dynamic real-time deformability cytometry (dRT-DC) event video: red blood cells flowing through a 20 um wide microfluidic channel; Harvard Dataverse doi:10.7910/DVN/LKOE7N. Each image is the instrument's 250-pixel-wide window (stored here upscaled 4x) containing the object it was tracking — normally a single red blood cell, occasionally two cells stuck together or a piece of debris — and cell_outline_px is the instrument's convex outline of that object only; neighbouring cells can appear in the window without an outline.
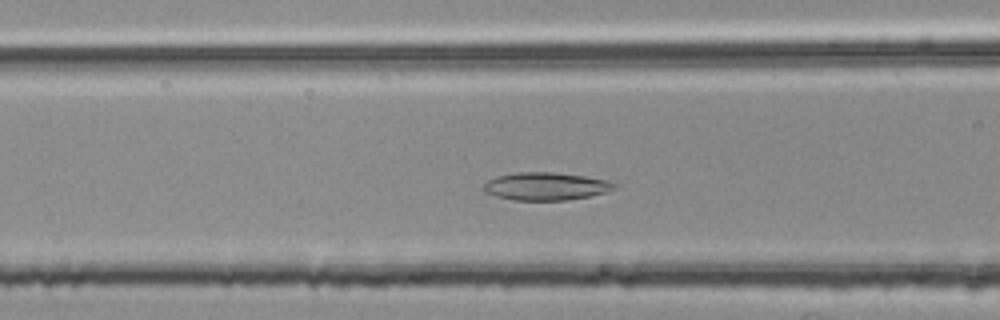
{"species": "common noctule bat (a hibernating species)", "species_latin": "Nyctalus noctula", "temperature_condition": "room temperature", "stored_images_in_passage": 37, "camera_frame_rate_fps": 3000, "um_per_image_px": 0.085, "animal": {"sex": "female", "body_mass_g": 25.1}, "frame": {"image": 1, "passage_image": 8, "time_ms": 2.333, "image_size_px": [1000, 320], "cell_outline_px": [[616, 188], [608, 192], [588, 196], [564, 200], [512, 200], [496, 196], [484, 192], [480, 188], [488, 180], [496, 176], [516, 172], [552, 172], [584, 176], [608, 180], [616, 184]], "centroid_in_image_um": [46.36, 15.83], "position_along_channel_um": 120.2, "area_um2": 21.27}}
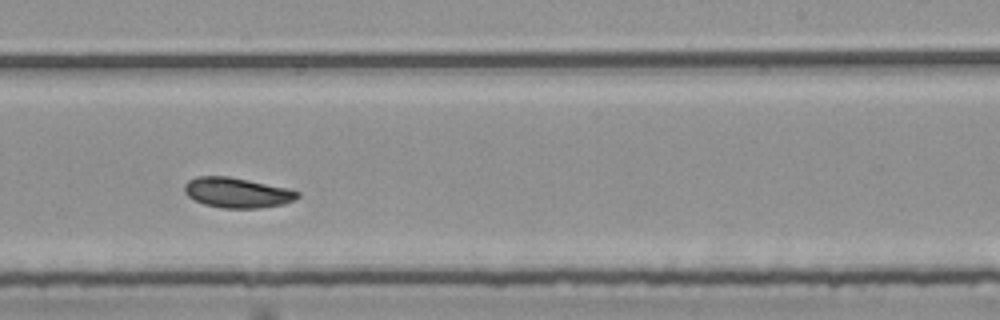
{"frame": {"image": 2, "passage_image": 20, "time_ms": 6.333, "image_size_px": [1000, 320], "cell_outline_px": [[300, 196], [284, 204], [260, 208], [224, 208], [204, 204], [188, 196], [184, 192], [184, 184], [188, 180], [196, 176], [228, 176], [288, 188], [300, 192]], "centroid_in_image_um": [20.14, 16.37], "position_along_channel_um": 268.9, "area_um2": 19.83}}
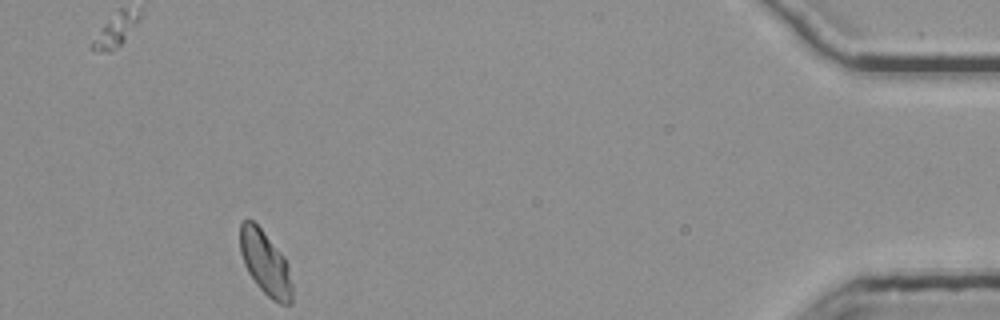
{"frame": {"image": 3, "passage_image": 37, "time_ms": 12.0, "image_size_px": [1000, 320], "cell_outline_px": [[292, 304], [280, 304], [272, 300], [256, 284], [248, 272], [244, 264], [240, 252], [240, 224], [244, 220], [252, 220], [260, 228], [284, 256], [288, 264], [292, 284]], "centroid_in_image_um": [22.56, 22.38], "position_along_channel_um": 412.6, "area_um2": 19.36}, "authors_computed_cell_mechanics": {"area_um2": 19.7098, "velocity_mm_per_s": 3.7242, "shape_relaxation_time_tau1_ms": 4.8631, "shape_relaxation_time_tau2_ms": 3.2075, "deformation_change_tau1": 0.1006, "deformation_change_tau2": 0.0534}}